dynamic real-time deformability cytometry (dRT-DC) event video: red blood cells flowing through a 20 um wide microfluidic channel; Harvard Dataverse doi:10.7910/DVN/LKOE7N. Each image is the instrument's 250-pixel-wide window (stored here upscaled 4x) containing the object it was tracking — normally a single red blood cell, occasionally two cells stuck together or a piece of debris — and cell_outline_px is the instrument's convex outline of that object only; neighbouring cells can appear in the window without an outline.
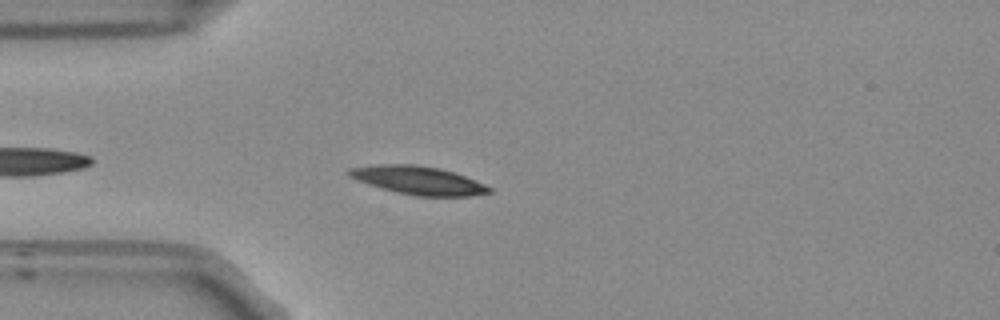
{"species": "Egyptian fruit bat (a non-hibernating species)", "species_latin": "Rousettus aegyptiacus", "temperature_condition": "room temperature", "stored_images_in_passage": 42, "camera_frame_rate_fps": 3000, "um_per_image_px": 0.085, "frame": {"image": 1, "passage_image": 5, "time_ms": 1.333, "image_size_px": [1000, 320], "cell_outline_px": [[492, 192], [472, 196], [416, 196], [396, 192], [368, 184], [348, 176], [344, 172], [348, 168], [380, 164], [412, 164], [440, 168], [464, 176], [484, 184], [492, 188]], "centroid_in_image_um": [35.52, 15.33], "position_along_channel_um": 49.5, "area_um2": 23.06}}
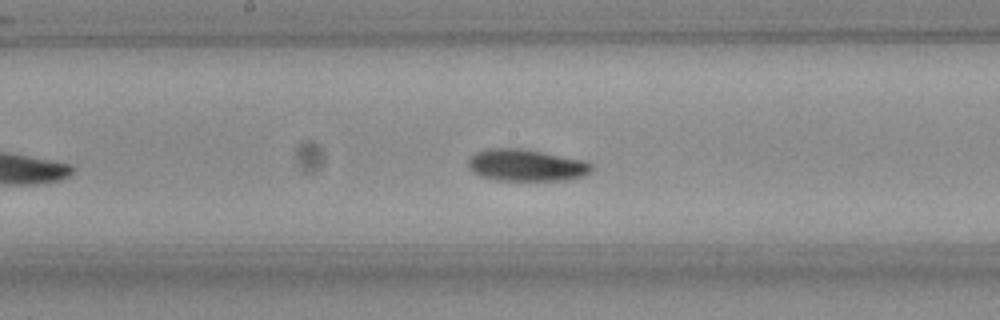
{"frame": {"image": 2, "passage_image": 18, "time_ms": 5.667, "image_size_px": [1000, 320], "cell_outline_px": [[592, 168], [584, 176], [572, 180], [496, 180], [480, 176], [472, 172], [468, 168], [468, 160], [476, 152], [488, 148], [520, 148], [584, 160], [592, 164]], "centroid_in_image_um": [44.71, 14.05], "position_along_channel_um": 203.5, "area_um2": 22.95}}
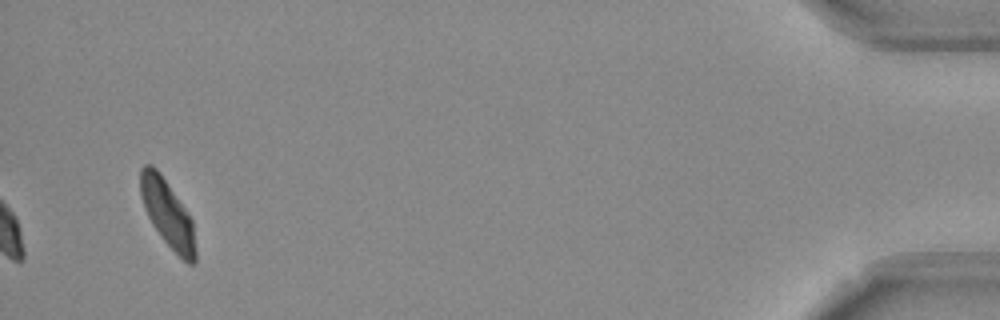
{"frame": {"image": 3, "passage_image": 42, "time_ms": 13.667, "image_size_px": [1000, 320], "cell_outline_px": [[196, 264], [188, 264], [160, 236], [152, 224], [148, 216], [140, 192], [140, 168], [144, 164], [152, 164], [160, 172], [192, 220], [196, 252]], "centroid_in_image_um": [14.23, 18.14], "position_along_channel_um": 421.0, "area_um2": 21.15}, "authors_computed_cell_mechanics": {"area_um2": 22.0218, "velocity_mm_per_s": 3.7793, "shape_relaxation_time_tau1_ms": 2.8343, "shape_relaxation_time_tau2_ms": 4.3348, "deformation_change_tau1": 0.1126, "deformation_change_tau2": 0.0787}}